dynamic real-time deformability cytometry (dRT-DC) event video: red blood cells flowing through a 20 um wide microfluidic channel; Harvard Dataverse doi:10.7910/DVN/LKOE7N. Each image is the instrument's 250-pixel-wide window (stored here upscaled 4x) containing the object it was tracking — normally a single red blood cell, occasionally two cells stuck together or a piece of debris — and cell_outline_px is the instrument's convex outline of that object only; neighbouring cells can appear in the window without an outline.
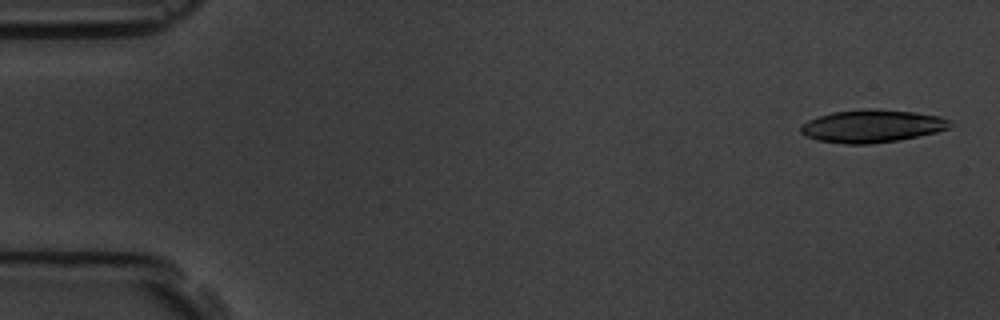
{"species": "common noctule bat (a hibernating species)", "species_latin": "Nyctalus noctula", "temperature_condition": "room temperature", "stored_images_in_passage": 5, "camera_frame_rate_fps": 3000, "um_per_image_px": 0.085, "animal": {"sex": "male", "body_mass_g": 19.5, "forearm_length_mm": 54.6}, "frame": {"image": 1, "passage_image": 1, "time_ms": 0.0, "image_size_px": [1000, 320], "cell_outline_px": [[948, 128], [936, 132], [900, 140], [868, 144], [844, 144], [816, 140], [800, 132], [800, 124], [808, 120], [832, 112], [864, 108], [876, 108], [912, 112], [940, 116], [948, 120]], "centroid_in_image_um": [74.06, 10.71], "position_along_channel_um": 10.9, "area_um2": 28.44}}